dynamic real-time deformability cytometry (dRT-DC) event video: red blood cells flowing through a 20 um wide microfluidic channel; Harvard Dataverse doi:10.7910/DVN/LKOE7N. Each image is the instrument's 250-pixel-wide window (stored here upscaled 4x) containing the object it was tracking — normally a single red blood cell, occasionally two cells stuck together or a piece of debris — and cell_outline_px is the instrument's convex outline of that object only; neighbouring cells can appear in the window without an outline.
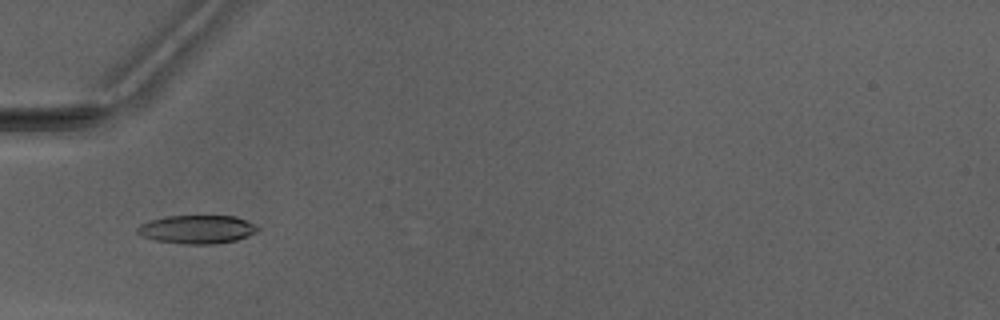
{"species": "Egyptian fruit bat (a non-hibernating species)", "species_latin": "Rousettus aegyptiacus", "temperature_condition": "warm", "stored_images_in_passage": 4, "camera_frame_rate_fps": 3000, "um_per_image_px": 0.085, "animal": {"sex": "male"}, "frame": {"image": 1, "passage_image": 4, "time_ms": 3.667, "image_size_px": [1000, 320], "cell_outline_px": [[260, 228], [256, 232], [248, 236], [236, 240], [216, 244], [184, 244], [156, 240], [140, 236], [136, 232], [136, 228], [140, 224], [148, 220], [164, 216], [236, 216], [256, 224]], "centroid_in_image_um": [16.74, 19.49], "position_along_channel_um": 68.3, "area_um2": 20.17}}